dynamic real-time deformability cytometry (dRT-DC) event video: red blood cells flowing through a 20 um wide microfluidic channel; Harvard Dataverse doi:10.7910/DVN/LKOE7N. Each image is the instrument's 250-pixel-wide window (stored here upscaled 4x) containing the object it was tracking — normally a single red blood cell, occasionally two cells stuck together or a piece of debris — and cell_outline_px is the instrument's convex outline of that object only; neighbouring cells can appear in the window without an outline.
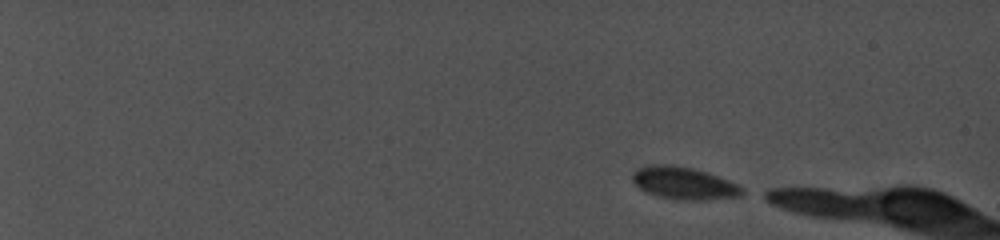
{"species": "common noctule bat (a hibernating species)", "species_latin": "Nyctalus noctula", "temperature_condition": "cold", "stored_images_in_passage": 16, "camera_frame_rate_fps": 5000, "um_per_image_px": 0.085, "animal": {"sex": "female", "body_mass_g": 19.0, "forearm_length_mm": 56.7}, "frame": {"image": 1, "passage_image": 1, "time_ms": 0.0, "image_size_px": [1000, 240], "cell_outline_px": [[748, 192], [740, 196], [704, 200], [676, 200], [644, 192], [632, 180], [632, 172], [636, 168], [648, 164], [672, 164], [692, 168], [708, 172], [740, 184]], "centroid_in_image_um": [58.16, 15.56], "position_along_channel_um": 26.8, "area_um2": 21.21}}
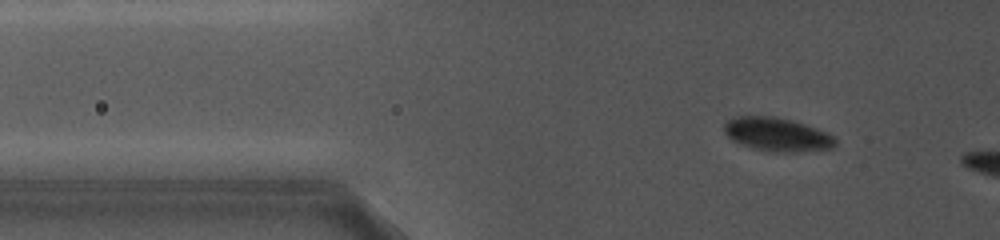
{"frame": {"image": 2, "passage_image": 10, "time_ms": 4.6, "image_size_px": [1000, 240], "cell_outline_px": [[836, 144], [832, 148], [796, 152], [772, 152], [752, 148], [732, 140], [724, 132], [724, 124], [728, 120], [736, 116], [776, 116], [792, 120], [816, 128], [832, 136], [836, 140]], "centroid_in_image_um": [66.03, 11.43], "position_along_channel_um": 59.8, "area_um2": 21.68}}